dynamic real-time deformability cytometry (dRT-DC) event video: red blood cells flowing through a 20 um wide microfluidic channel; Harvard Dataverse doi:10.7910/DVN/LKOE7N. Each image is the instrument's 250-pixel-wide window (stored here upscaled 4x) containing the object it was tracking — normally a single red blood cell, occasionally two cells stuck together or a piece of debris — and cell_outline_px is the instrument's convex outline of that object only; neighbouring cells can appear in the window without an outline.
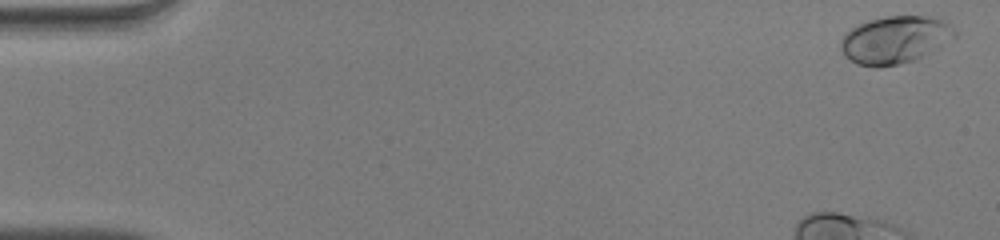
{"species": "human", "species_latin": "Homo sapiens", "temperature_condition": "warm", "stored_images_in_passage": 43, "camera_frame_rate_fps": 3000, "um_per_image_px": 0.085, "donor": {"sex": "male"}, "frame": {"image": 1, "passage_image": 2, "time_ms": 0.333, "image_size_px": [1000, 240], "cell_outline_px": [[956, 36], [940, 48], [916, 60], [900, 64], [876, 68], [856, 64], [844, 56], [840, 48], [840, 40], [844, 32], [868, 20], [888, 16], [928, 16], [944, 20], [956, 32]], "centroid_in_image_um": [76.05, 3.4], "position_along_channel_um": 8.9, "area_um2": 31.96}, "authors_computed_cell_mechanics": {"area_um2": 31.6744, "velocity_mm_per_s": 3.9935, "shape_relaxation_time_tau1_ms": 1.1379, "shape_relaxation_time_tau2_ms": null, "deformation_change_tau1": 0.1122, "deformation_change_tau2": null}}